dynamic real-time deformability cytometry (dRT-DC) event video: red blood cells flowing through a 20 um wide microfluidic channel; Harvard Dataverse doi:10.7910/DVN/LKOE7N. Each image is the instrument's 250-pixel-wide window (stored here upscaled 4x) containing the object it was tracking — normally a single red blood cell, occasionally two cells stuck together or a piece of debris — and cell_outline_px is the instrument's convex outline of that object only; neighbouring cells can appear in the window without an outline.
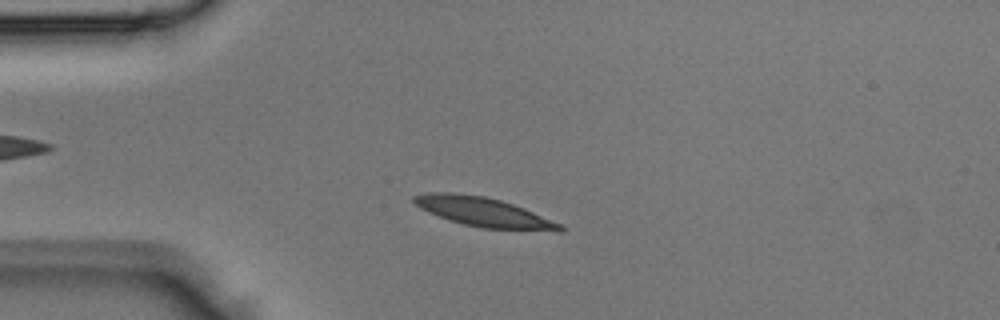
{"species": "Egyptian fruit bat (a non-hibernating species)", "species_latin": "Rousettus aegyptiacus", "temperature_condition": "room temperature", "stored_images_in_passage": 3, "camera_frame_rate_fps": 3000, "um_per_image_px": 0.085, "animal": {"sex": "male"}, "frame": {"image": 1, "passage_image": 3, "time_ms": 0.667, "image_size_px": [1000, 320], "cell_outline_px": [[564, 232], [556, 232], [484, 228], [464, 224], [448, 220], [428, 212], [420, 208], [412, 200], [412, 196], [432, 192], [452, 192], [484, 196], [500, 200], [524, 208], [564, 224]], "centroid_in_image_um": [41.19, 18.04], "position_along_channel_um": 43.8, "area_um2": 25.2}}